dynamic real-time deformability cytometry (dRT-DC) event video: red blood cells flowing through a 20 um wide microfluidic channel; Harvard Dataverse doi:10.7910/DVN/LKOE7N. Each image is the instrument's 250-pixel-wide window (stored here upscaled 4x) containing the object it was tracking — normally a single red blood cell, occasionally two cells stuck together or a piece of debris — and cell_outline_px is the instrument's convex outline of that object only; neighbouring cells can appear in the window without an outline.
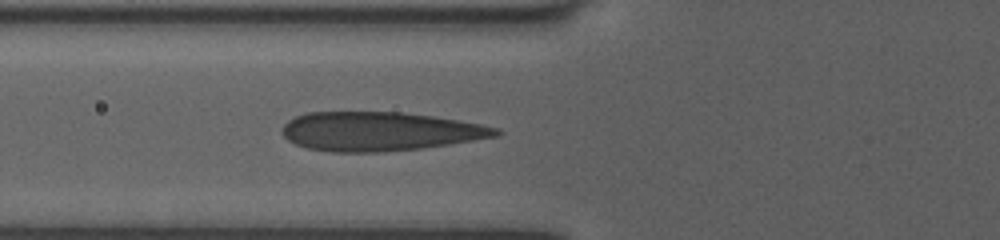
{"species": "human", "species_latin": "Homo sapiens", "temperature_condition": "room temperature", "stored_images_in_passage": 2, "camera_frame_rate_fps": 3000, "um_per_image_px": 0.085, "donor": {"sex": "female"}, "frame": {"image": 1, "passage_image": 2, "time_ms": 0.333, "image_size_px": [1000, 240], "cell_outline_px": [[504, 132], [500, 136], [424, 148], [380, 152], [332, 152], [308, 148], [296, 144], [288, 140], [280, 132], [280, 128], [288, 120], [304, 112], [400, 112], [432, 116], [480, 124], [500, 128]], "centroid_in_image_um": [32.27, 11.17], "position_along_channel_um": 93.5, "area_um2": 48.78}}